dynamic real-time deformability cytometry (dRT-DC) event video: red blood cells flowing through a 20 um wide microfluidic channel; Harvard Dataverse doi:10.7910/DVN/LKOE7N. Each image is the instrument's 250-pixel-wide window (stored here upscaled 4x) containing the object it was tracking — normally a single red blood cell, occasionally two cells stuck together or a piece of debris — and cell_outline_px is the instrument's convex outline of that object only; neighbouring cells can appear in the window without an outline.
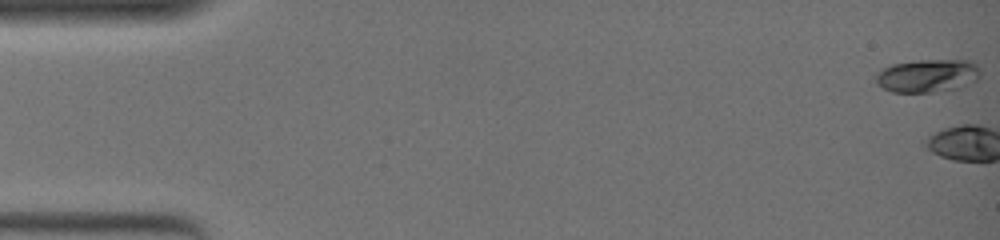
{"species": "common noctule bat (a hibernating species)", "species_latin": "Nyctalus noctula", "temperature_condition": "warm", "stored_images_in_passage": 3, "camera_frame_rate_fps": 3000, "um_per_image_px": 0.085, "animal": {"sex": "female", "body_mass_g": 19.0, "forearm_length_mm": 51.5}, "frame": {"image": 1, "passage_image": 1, "time_ms": 0.0, "image_size_px": [1000, 240], "cell_outline_px": [[980, 76], [976, 80], [956, 88], [932, 92], [892, 92], [876, 84], [872, 76], [876, 72], [892, 64], [916, 60], [972, 60], [980, 68]], "centroid_in_image_um": [78.79, 6.42], "position_along_channel_um": 6.2, "area_um2": 20.35}}